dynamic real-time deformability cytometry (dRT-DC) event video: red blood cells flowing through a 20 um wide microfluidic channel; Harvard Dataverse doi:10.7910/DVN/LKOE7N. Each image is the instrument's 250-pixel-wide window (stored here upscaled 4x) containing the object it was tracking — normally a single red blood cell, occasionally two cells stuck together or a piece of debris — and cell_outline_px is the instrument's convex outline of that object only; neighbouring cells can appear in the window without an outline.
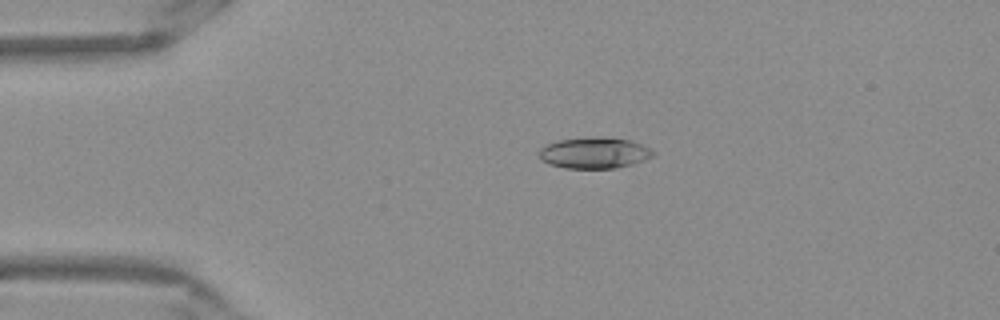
{"species": "Egyptian fruit bat (a non-hibernating species)", "species_latin": "Rousettus aegyptiacus", "temperature_condition": "warm", "stored_images_in_passage": 36, "camera_frame_rate_fps": 3000, "um_per_image_px": 0.085, "frame": {"image": 1, "passage_image": 11, "time_ms": 3.333, "image_size_px": [1000, 320], "cell_outline_px": [[656, 152], [652, 156], [644, 160], [632, 164], [616, 168], [564, 168], [548, 164], [540, 160], [540, 148], [548, 144], [560, 140], [600, 136], [628, 140], [640, 144]], "centroid_in_image_um": [50.5, 13.0], "position_along_channel_um": 34.5, "area_um2": 20.52}}
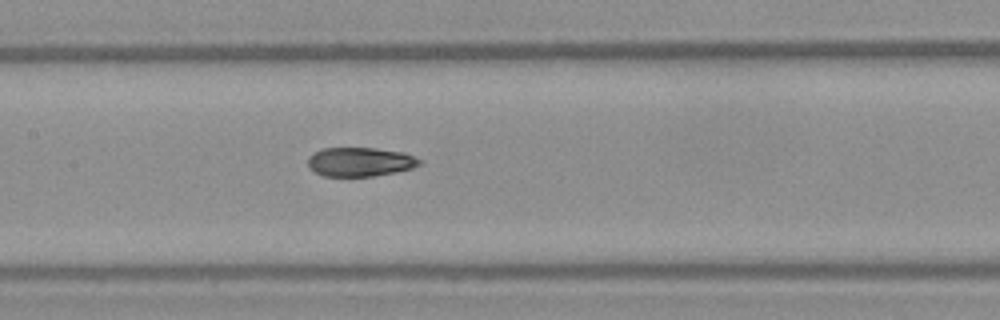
{"frame": {"image": 2, "passage_image": 25, "time_ms": 8.0, "image_size_px": [1000, 320], "cell_outline_px": [[424, 164], [412, 168], [396, 172], [372, 176], [324, 176], [308, 168], [308, 156], [320, 148], [376, 148], [404, 152], [424, 160]], "centroid_in_image_um": [30.64, 13.75], "position_along_channel_um": 176.8, "area_um2": 19.19}}
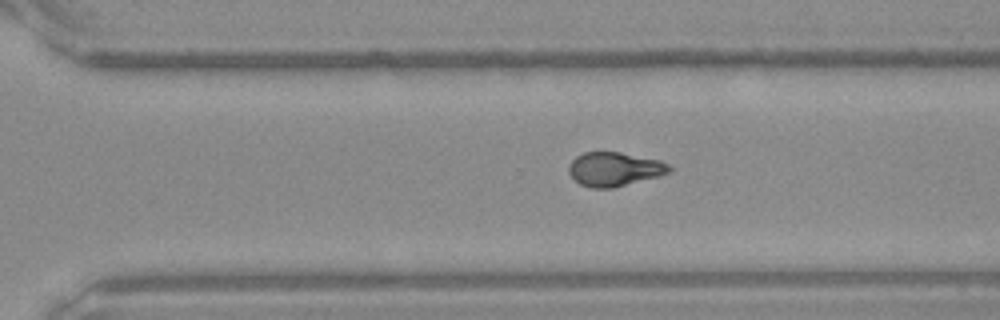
{"frame": {"image": 3, "passage_image": 36, "time_ms": 11.667, "image_size_px": [1000, 320], "cell_outline_px": [[672, 172], [660, 176], [612, 188], [592, 188], [580, 184], [568, 172], [568, 164], [576, 156], [584, 152], [620, 152], [660, 160], [668, 164], [672, 168]], "centroid_in_image_um": [52.24, 14.37], "position_along_channel_um": 318.4, "area_um2": 20.0}}